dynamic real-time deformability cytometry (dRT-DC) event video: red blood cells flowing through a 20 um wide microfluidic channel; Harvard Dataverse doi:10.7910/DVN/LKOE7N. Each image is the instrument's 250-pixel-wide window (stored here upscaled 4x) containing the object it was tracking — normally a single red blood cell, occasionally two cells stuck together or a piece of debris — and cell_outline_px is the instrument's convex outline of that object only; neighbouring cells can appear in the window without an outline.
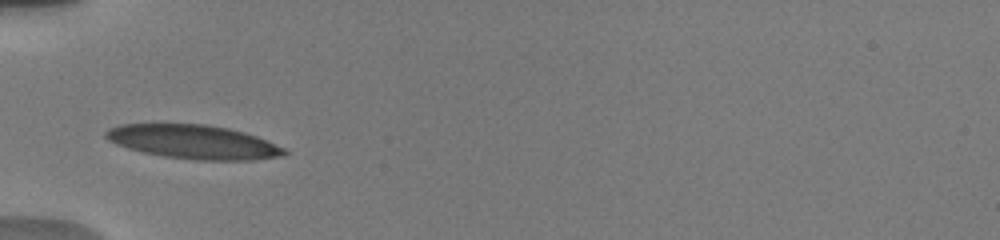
{"species": "human", "species_latin": "Homo sapiens", "temperature_condition": "warm", "stored_images_in_passage": 19, "camera_frame_rate_fps": 3000, "um_per_image_px": 0.085, "donor": {"sex": "male"}, "frame": {"image": 1, "passage_image": 1, "time_ms": 0.0, "image_size_px": [1000, 240], "cell_outline_px": [[288, 152], [284, 156], [256, 160], [196, 160], [164, 156], [144, 152], [128, 148], [116, 144], [108, 140], [104, 136], [104, 132], [108, 128], [120, 124], [204, 124], [228, 128], [244, 132], [256, 136], [284, 148]], "centroid_in_image_um": [16.44, 12.06], "position_along_channel_um": 68.6, "area_um2": 35.26}}
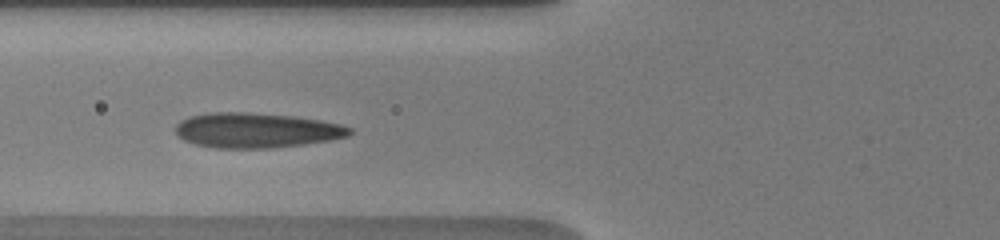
{"frame": {"image": 2, "passage_image": 7, "time_ms": 1.0, "image_size_px": [1000, 240], "cell_outline_px": [[352, 132], [348, 136], [328, 140], [304, 144], [272, 148], [216, 148], [196, 144], [184, 140], [176, 136], [176, 124], [180, 120], [188, 116], [208, 112], [248, 112], [292, 116], [320, 120], [340, 124], [352, 128]], "centroid_in_image_um": [21.74, 11.07], "position_along_channel_um": 104.1, "area_um2": 35.6}}
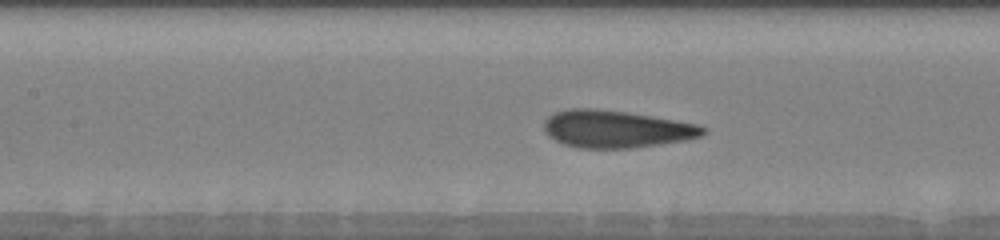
{"frame": {"image": 3, "passage_image": 15, "time_ms": 2.333, "image_size_px": [1000, 240], "cell_outline_px": [[708, 132], [700, 136], [684, 140], [660, 144], [632, 148], [576, 148], [560, 144], [548, 136], [544, 132], [544, 120], [548, 116], [556, 112], [568, 108], [596, 108], [628, 112], [652, 116], [696, 124], [708, 128]], "centroid_in_image_um": [52.32, 10.97], "position_along_channel_um": 155.1, "area_um2": 34.97}}